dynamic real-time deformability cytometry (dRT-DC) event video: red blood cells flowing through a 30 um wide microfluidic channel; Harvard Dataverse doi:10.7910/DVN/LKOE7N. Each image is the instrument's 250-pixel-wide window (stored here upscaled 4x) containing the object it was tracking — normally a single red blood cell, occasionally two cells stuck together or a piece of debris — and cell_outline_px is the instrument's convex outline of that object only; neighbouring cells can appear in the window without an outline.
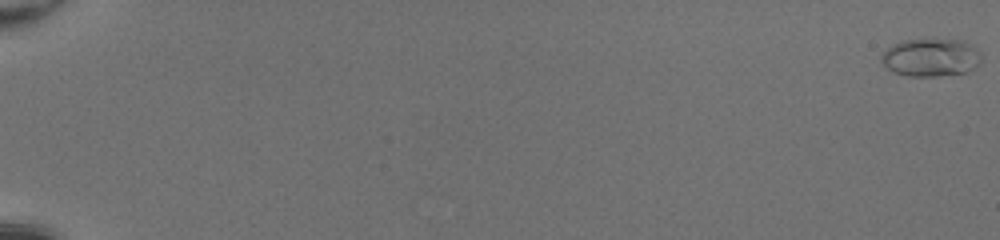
{"species": "common noctule bat (a hibernating species)", "species_latin": "Nyctalus noctula", "temperature_condition": "room temperature", "stored_images_in_passage": 53, "camera_frame_rate_fps": 3000, "um_per_image_px": 0.085, "animal": {"sex": "female", "body_mass_g": 20.0, "forearm_length_mm": 54.0}, "frame": {"image": 1, "passage_image": 1, "time_ms": 0.0, "image_size_px": [1000, 240], "cell_outline_px": [[980, 64], [964, 72], [940, 76], [908, 76], [892, 72], [880, 60], [880, 56], [892, 44], [900, 40], [928, 36], [932, 36], [964, 40], [972, 44], [980, 52]], "centroid_in_image_um": [79.11, 4.82], "position_along_channel_um": 5.9, "area_um2": 23.06}}
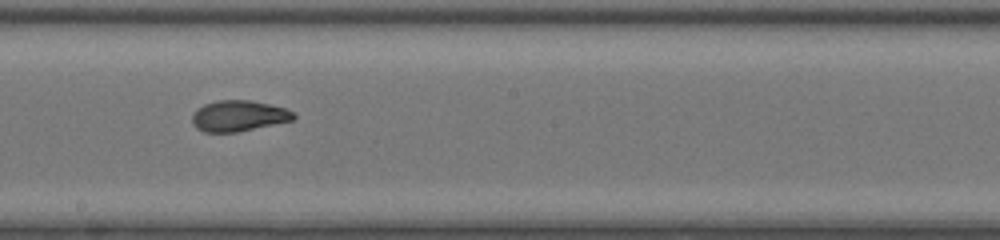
{"frame": {"image": 2, "passage_image": 33, "time_ms": 10.667, "image_size_px": [1000, 240], "cell_outline_px": [[296, 116], [292, 120], [236, 132], [204, 132], [196, 128], [192, 124], [192, 112], [196, 108], [204, 104], [216, 100], [252, 100], [284, 108], [292, 112]], "centroid_in_image_um": [20.21, 9.84], "position_along_channel_um": 228.0, "area_um2": 18.21}}
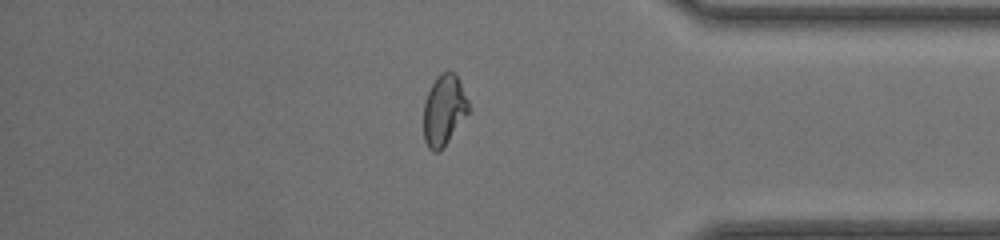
{"frame": {"image": 3, "passage_image": 46, "time_ms": 15.0, "image_size_px": [1000, 240], "cell_outline_px": [[472, 108], [444, 148], [440, 152], [432, 152], [428, 148], [424, 140], [424, 104], [428, 92], [436, 76], [440, 72], [452, 72], [460, 80]], "centroid_in_image_um": [37.76, 9.39], "position_along_channel_um": 397.4, "area_um2": 18.9}, "authors_computed_cell_mechanics": {"area_um2": 18.8428, "velocity_mm_per_s": 4.2721, "shape_relaxation_time_tau1_ms": 8.7784, "shape_relaxation_time_tau2_ms": 1.3835, "deformation_change_tau1": 0.2538, "deformation_change_tau2": 0.0707}}